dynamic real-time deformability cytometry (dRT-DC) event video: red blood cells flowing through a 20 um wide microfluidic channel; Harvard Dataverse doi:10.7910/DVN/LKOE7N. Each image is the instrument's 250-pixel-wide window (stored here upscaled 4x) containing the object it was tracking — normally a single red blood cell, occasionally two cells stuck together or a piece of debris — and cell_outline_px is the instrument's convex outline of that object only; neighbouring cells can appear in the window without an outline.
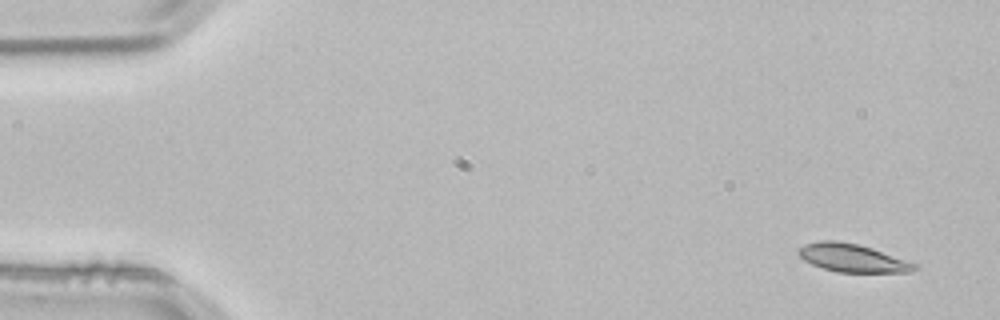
{"species": "common noctule bat (a hibernating species)", "species_latin": "Nyctalus noctula", "temperature_condition": "room temperature", "stored_images_in_passage": 3, "camera_frame_rate_fps": 3000, "um_per_image_px": 0.085, "animal": {"sex": "male", "body_mass_g": 21.5, "forearm_length_mm": 52.0}, "frame": {"image": 1, "passage_image": 1, "time_ms": 0.0, "image_size_px": [1000, 320], "cell_outline_px": [[920, 268], [912, 272], [836, 272], [812, 264], [804, 260], [796, 252], [804, 244], [820, 240], [836, 240], [856, 244], [872, 248], [916, 264]], "centroid_in_image_um": [72.44, 21.93], "position_along_channel_um": 12.6, "area_um2": 18.84}}
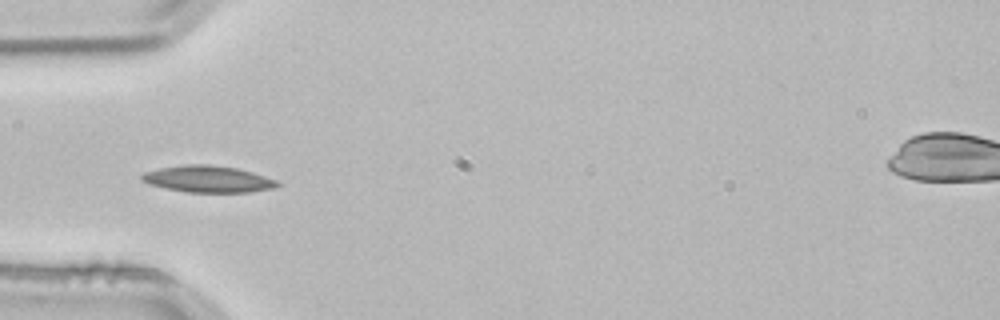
{"frame": {"image": 2, "passage_image": 3, "time_ms": 0.667, "image_size_px": [1000, 320], "cell_outline_px": [[280, 184], [276, 188], [248, 192], [188, 192], [148, 184], [140, 180], [140, 176], [144, 172], [160, 168], [184, 164], [208, 164], [236, 168], [252, 172], [276, 180]], "centroid_in_image_um": [17.66, 15.21], "position_along_channel_um": 67.3, "area_um2": 20.98}}